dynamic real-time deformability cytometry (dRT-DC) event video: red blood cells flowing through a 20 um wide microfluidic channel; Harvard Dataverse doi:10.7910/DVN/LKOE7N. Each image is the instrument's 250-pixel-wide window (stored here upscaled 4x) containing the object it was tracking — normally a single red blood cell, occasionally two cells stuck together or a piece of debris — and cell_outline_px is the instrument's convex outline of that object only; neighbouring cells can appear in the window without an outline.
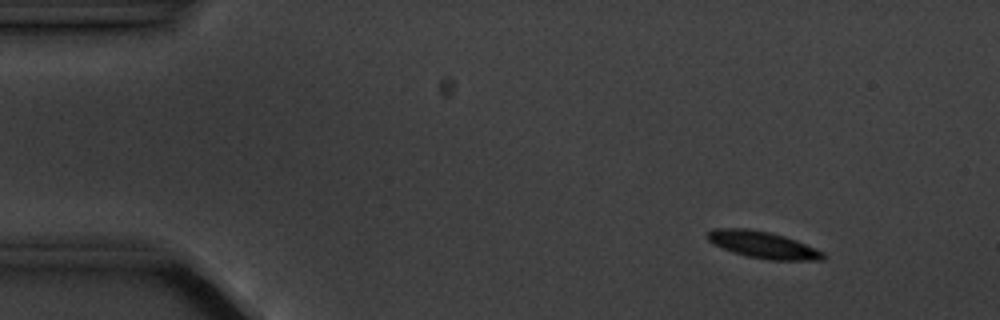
{"species": "common noctule bat (a hibernating species)", "species_latin": "Nyctalus noctula", "temperature_condition": "cold", "stored_images_in_passage": 4, "camera_frame_rate_fps": 3000, "um_per_image_px": 0.085, "animal": {"sex": "male", "body_mass_g": 20.1, "forearm_length_mm": 53.5}, "frame": {"image": 1, "passage_image": 2, "time_ms": 1.333, "image_size_px": [1000, 320], "cell_outline_px": [[828, 256], [824, 260], [768, 260], [748, 256], [732, 252], [712, 244], [704, 236], [712, 228], [748, 228], [768, 232], [784, 236], [796, 240], [824, 252]], "centroid_in_image_um": [64.83, 20.81], "position_along_channel_um": 20.2, "area_um2": 18.26}}